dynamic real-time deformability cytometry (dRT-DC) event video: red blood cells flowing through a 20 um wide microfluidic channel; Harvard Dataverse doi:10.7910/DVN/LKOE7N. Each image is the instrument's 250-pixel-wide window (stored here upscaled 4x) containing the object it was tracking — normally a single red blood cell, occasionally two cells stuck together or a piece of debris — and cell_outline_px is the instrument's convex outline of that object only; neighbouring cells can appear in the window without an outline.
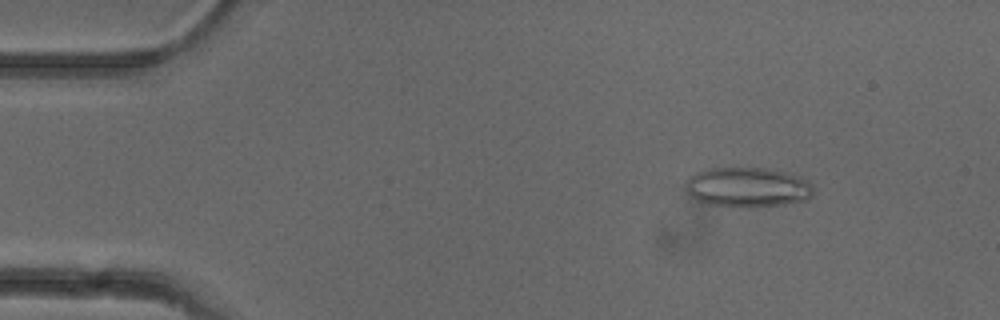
{"species": "common noctule bat (a hibernating species)", "species_latin": "Nyctalus noctula", "temperature_condition": "cold", "stored_images_in_passage": 5, "camera_frame_rate_fps": 3000, "um_per_image_px": 0.085, "animal": {"sex": "female"}, "frame": {"image": 1, "passage_image": 3, "time_ms": 2.0, "image_size_px": [1000, 320], "cell_outline_px": [[812, 196], [808, 200], [784, 204], [708, 204], [692, 196], [688, 192], [688, 176], [696, 172], [708, 168], [764, 168], [784, 172], [800, 176], [812, 184]], "centroid_in_image_um": [63.59, 15.86], "position_along_channel_um": 21.4, "area_um2": 28.44}}